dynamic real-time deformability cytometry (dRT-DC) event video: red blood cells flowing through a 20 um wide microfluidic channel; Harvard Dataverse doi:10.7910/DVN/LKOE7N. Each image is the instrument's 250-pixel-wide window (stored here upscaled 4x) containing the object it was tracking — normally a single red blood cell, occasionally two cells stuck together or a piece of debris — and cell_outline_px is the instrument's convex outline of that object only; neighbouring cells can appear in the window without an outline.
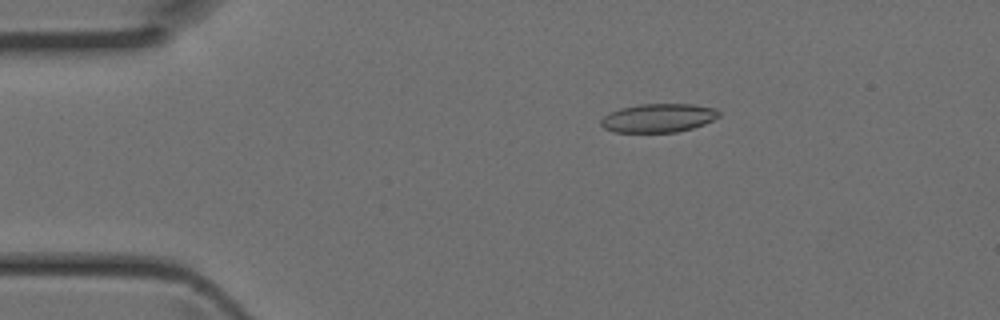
{"species": "Egyptian fruit bat (a non-hibernating species)", "species_latin": "Rousettus aegyptiacus", "temperature_condition": "room temperature", "stored_images_in_passage": 14, "camera_frame_rate_fps": 3000, "um_per_image_px": 0.085, "animal": {"sex": "female"}, "frame": {"image": 1, "passage_image": 8, "time_ms": 2.333, "image_size_px": [1000, 320], "cell_outline_px": [[720, 116], [704, 124], [692, 128], [676, 132], [612, 132], [604, 128], [600, 124], [600, 120], [608, 112], [620, 108], [640, 104], [692, 104], [716, 108], [720, 112]], "centroid_in_image_um": [55.94, 10.02], "position_along_channel_um": 29.1, "area_um2": 19.83}}